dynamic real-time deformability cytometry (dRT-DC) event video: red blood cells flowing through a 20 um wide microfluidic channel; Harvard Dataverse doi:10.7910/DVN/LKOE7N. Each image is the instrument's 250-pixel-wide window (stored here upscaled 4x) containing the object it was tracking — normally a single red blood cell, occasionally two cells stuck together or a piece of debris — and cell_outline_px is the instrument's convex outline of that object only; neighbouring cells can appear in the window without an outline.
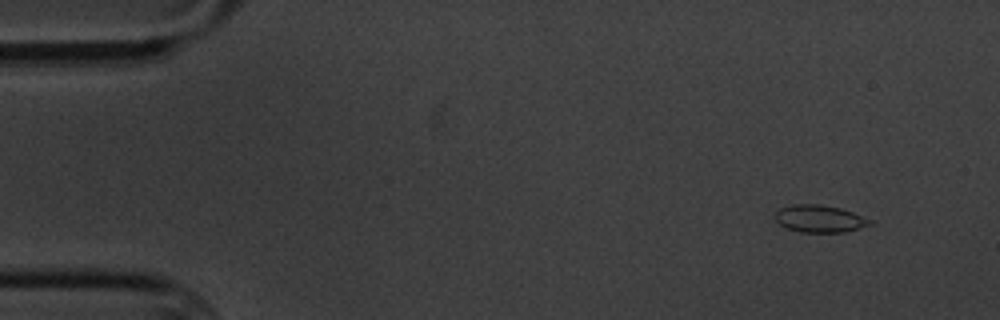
{"species": "common noctule bat (a hibernating species)", "species_latin": "Nyctalus noctula", "temperature_condition": "cold", "stored_images_in_passage": 10, "camera_frame_rate_fps": 3000, "um_per_image_px": 0.085, "animal": {"sex": "male", "body_mass_g": 20.1, "forearm_length_mm": 53.5}, "frame": {"image": 1, "passage_image": 1, "time_ms": 0.0, "image_size_px": [1000, 320], "cell_outline_px": [[872, 224], [860, 228], [844, 232], [800, 232], [788, 228], [780, 224], [776, 220], [776, 212], [780, 208], [792, 204], [820, 204], [840, 208], [852, 212], [872, 220]], "centroid_in_image_um": [69.68, 18.59], "position_along_channel_um": 15.3, "area_um2": 14.97}}
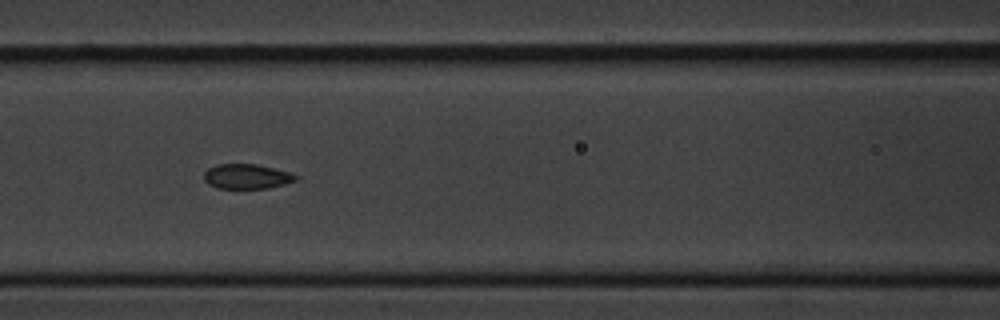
{"frame": {"image": 2, "passage_image": 7, "time_ms": 6.667, "image_size_px": [1000, 320], "cell_outline_px": [[300, 176], [296, 180], [284, 184], [268, 188], [216, 188], [208, 184], [204, 180], [204, 172], [208, 168], [216, 164], [256, 164], [288, 172]], "centroid_in_image_um": [20.94, 15.0], "position_along_channel_um": 145.7, "area_um2": 13.24}}
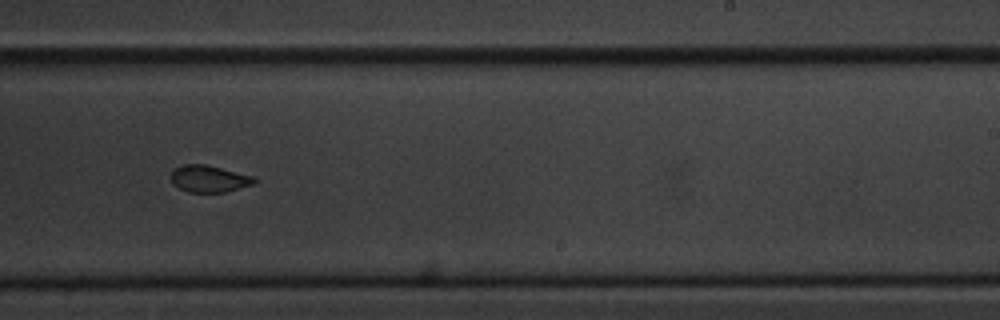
{"frame": {"image": 3, "passage_image": 10, "time_ms": 10.333, "image_size_px": [1000, 320], "cell_outline_px": [[260, 180], [252, 184], [224, 192], [188, 192], [172, 184], [172, 172], [176, 168], [184, 164], [204, 164], [256, 176]], "centroid_in_image_um": [17.81, 15.19], "position_along_channel_um": 271.2, "area_um2": 13.01}}